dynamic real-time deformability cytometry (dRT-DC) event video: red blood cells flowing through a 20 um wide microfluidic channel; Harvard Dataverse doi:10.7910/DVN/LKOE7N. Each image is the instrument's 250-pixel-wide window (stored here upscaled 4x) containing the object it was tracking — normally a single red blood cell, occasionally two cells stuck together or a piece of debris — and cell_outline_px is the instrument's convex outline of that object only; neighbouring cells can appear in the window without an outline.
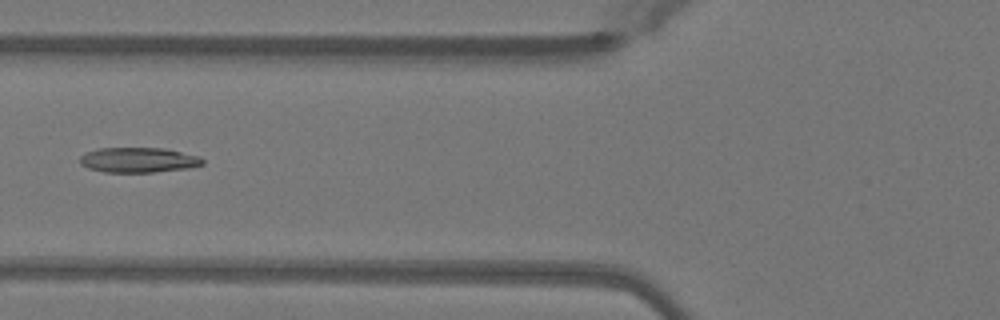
{"species": "Egyptian fruit bat (a non-hibernating species)", "species_latin": "Rousettus aegyptiacus", "temperature_condition": "warm", "stored_images_in_passage": 37, "camera_frame_rate_fps": 3000, "um_per_image_px": 0.085, "animal": {"sex": "female"}, "frame": {"image": 1, "passage_image": 7, "time_ms": 2.0, "image_size_px": [1000, 320], "cell_outline_px": [[204, 164], [188, 168], [152, 172], [104, 172], [88, 168], [80, 164], [80, 156], [96, 148], [164, 148], [200, 156], [204, 160]], "centroid_in_image_um": [11.77, 13.59], "position_along_channel_um": 114.0, "area_um2": 17.92}}
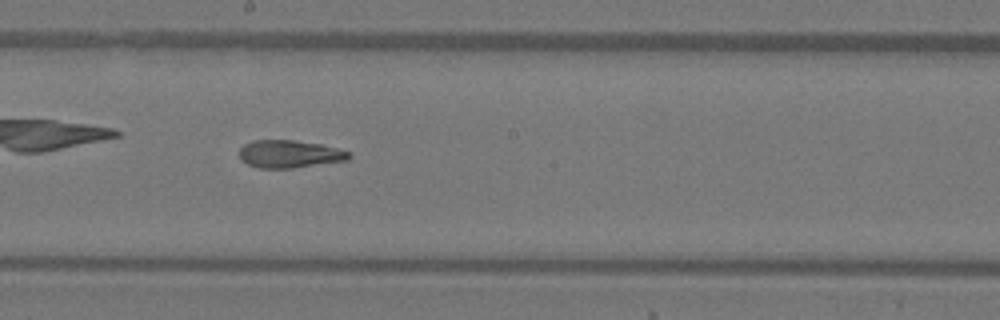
{"frame": {"image": 2, "passage_image": 15, "time_ms": 4.667, "image_size_px": [1000, 320], "cell_outline_px": [[352, 156], [348, 160], [292, 168], [260, 168], [248, 164], [240, 160], [240, 148], [244, 144], [252, 140], [292, 140], [320, 144], [352, 152]], "centroid_in_image_um": [24.61, 13.09], "position_along_channel_um": 223.6, "area_um2": 17.69}}
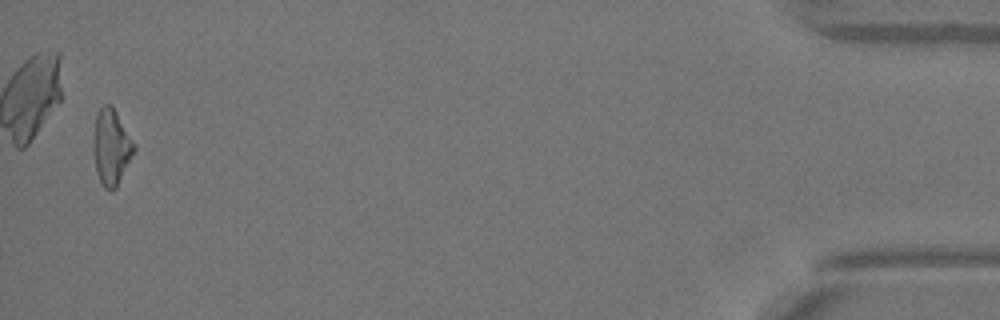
{"frame": {"image": 3, "passage_image": 36, "time_ms": 11.667, "image_size_px": [1000, 320], "cell_outline_px": [[136, 148], [116, 188], [112, 192], [104, 188], [96, 172], [92, 144], [92, 140], [96, 112], [104, 104], [112, 104], [136, 144]], "centroid_in_image_um": [9.45, 12.47], "position_along_channel_um": 425.8, "area_um2": 18.32}, "authors_computed_cell_mechanics": {"area_um2": 18.0914, "velocity_mm_per_s": 4.1048, "shape_relaxation_time_tau1_ms": null, "shape_relaxation_time_tau2_ms": 4.0996, "deformation_change_tau1": null, "deformation_change_tau2": 0.1016}}